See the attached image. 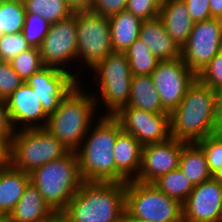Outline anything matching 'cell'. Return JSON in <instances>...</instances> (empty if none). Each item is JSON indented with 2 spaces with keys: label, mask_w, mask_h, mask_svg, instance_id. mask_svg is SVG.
Instances as JSON below:
<instances>
[{
  "label": "cell",
  "mask_w": 222,
  "mask_h": 222,
  "mask_svg": "<svg viewBox=\"0 0 222 222\" xmlns=\"http://www.w3.org/2000/svg\"><path fill=\"white\" fill-rule=\"evenodd\" d=\"M128 0H88L86 9L90 12L109 18L126 10Z\"/></svg>",
  "instance_id": "d590c367"
},
{
  "label": "cell",
  "mask_w": 222,
  "mask_h": 222,
  "mask_svg": "<svg viewBox=\"0 0 222 222\" xmlns=\"http://www.w3.org/2000/svg\"><path fill=\"white\" fill-rule=\"evenodd\" d=\"M53 213L37 187L29 182L22 197L9 214L8 222H43Z\"/></svg>",
  "instance_id": "7402d4cb"
},
{
  "label": "cell",
  "mask_w": 222,
  "mask_h": 222,
  "mask_svg": "<svg viewBox=\"0 0 222 222\" xmlns=\"http://www.w3.org/2000/svg\"><path fill=\"white\" fill-rule=\"evenodd\" d=\"M114 52H125L139 38L142 20L127 10L108 18Z\"/></svg>",
  "instance_id": "603a6c76"
},
{
  "label": "cell",
  "mask_w": 222,
  "mask_h": 222,
  "mask_svg": "<svg viewBox=\"0 0 222 222\" xmlns=\"http://www.w3.org/2000/svg\"><path fill=\"white\" fill-rule=\"evenodd\" d=\"M219 117L215 91L196 78L170 114L171 138L197 143L218 132Z\"/></svg>",
  "instance_id": "7a4b0ae2"
},
{
  "label": "cell",
  "mask_w": 222,
  "mask_h": 222,
  "mask_svg": "<svg viewBox=\"0 0 222 222\" xmlns=\"http://www.w3.org/2000/svg\"><path fill=\"white\" fill-rule=\"evenodd\" d=\"M152 184L167 196L182 204L194 187L179 168L160 176Z\"/></svg>",
  "instance_id": "4316f807"
},
{
  "label": "cell",
  "mask_w": 222,
  "mask_h": 222,
  "mask_svg": "<svg viewBox=\"0 0 222 222\" xmlns=\"http://www.w3.org/2000/svg\"><path fill=\"white\" fill-rule=\"evenodd\" d=\"M86 92L82 83L78 82L62 99L58 108L48 115L44 127L70 151H75L81 145L93 120L98 117L96 111L100 112L92 93Z\"/></svg>",
  "instance_id": "277c9868"
},
{
  "label": "cell",
  "mask_w": 222,
  "mask_h": 222,
  "mask_svg": "<svg viewBox=\"0 0 222 222\" xmlns=\"http://www.w3.org/2000/svg\"><path fill=\"white\" fill-rule=\"evenodd\" d=\"M179 169L193 186L212 178L205 152L197 143H186L183 146Z\"/></svg>",
  "instance_id": "d4e9b609"
},
{
  "label": "cell",
  "mask_w": 222,
  "mask_h": 222,
  "mask_svg": "<svg viewBox=\"0 0 222 222\" xmlns=\"http://www.w3.org/2000/svg\"><path fill=\"white\" fill-rule=\"evenodd\" d=\"M197 78L213 90L222 85V49L210 60Z\"/></svg>",
  "instance_id": "e575fe53"
},
{
  "label": "cell",
  "mask_w": 222,
  "mask_h": 222,
  "mask_svg": "<svg viewBox=\"0 0 222 222\" xmlns=\"http://www.w3.org/2000/svg\"><path fill=\"white\" fill-rule=\"evenodd\" d=\"M77 62L93 69L113 52L110 23L107 17L94 14L86 8L76 9Z\"/></svg>",
  "instance_id": "9c48e42d"
},
{
  "label": "cell",
  "mask_w": 222,
  "mask_h": 222,
  "mask_svg": "<svg viewBox=\"0 0 222 222\" xmlns=\"http://www.w3.org/2000/svg\"><path fill=\"white\" fill-rule=\"evenodd\" d=\"M44 66L55 67L72 74L79 82L81 71L72 73L68 65L77 61L76 9L67 19L50 25L49 32L39 47ZM72 60V61H71ZM74 60V61H73ZM69 68V69H68ZM78 72V73H77Z\"/></svg>",
  "instance_id": "30bf717a"
},
{
  "label": "cell",
  "mask_w": 222,
  "mask_h": 222,
  "mask_svg": "<svg viewBox=\"0 0 222 222\" xmlns=\"http://www.w3.org/2000/svg\"><path fill=\"white\" fill-rule=\"evenodd\" d=\"M186 142L170 138L142 148L141 166L135 181L153 183L160 176L179 168V159Z\"/></svg>",
  "instance_id": "2e32d148"
},
{
  "label": "cell",
  "mask_w": 222,
  "mask_h": 222,
  "mask_svg": "<svg viewBox=\"0 0 222 222\" xmlns=\"http://www.w3.org/2000/svg\"><path fill=\"white\" fill-rule=\"evenodd\" d=\"M182 209L183 222H222V183L210 178L195 185Z\"/></svg>",
  "instance_id": "5bb4252c"
},
{
  "label": "cell",
  "mask_w": 222,
  "mask_h": 222,
  "mask_svg": "<svg viewBox=\"0 0 222 222\" xmlns=\"http://www.w3.org/2000/svg\"><path fill=\"white\" fill-rule=\"evenodd\" d=\"M121 222H148L131 217L126 211L123 213Z\"/></svg>",
  "instance_id": "f6af8a7d"
},
{
  "label": "cell",
  "mask_w": 222,
  "mask_h": 222,
  "mask_svg": "<svg viewBox=\"0 0 222 222\" xmlns=\"http://www.w3.org/2000/svg\"><path fill=\"white\" fill-rule=\"evenodd\" d=\"M159 18L172 40L181 49L189 39L194 21L183 0H169L161 4Z\"/></svg>",
  "instance_id": "ac0fdd59"
},
{
  "label": "cell",
  "mask_w": 222,
  "mask_h": 222,
  "mask_svg": "<svg viewBox=\"0 0 222 222\" xmlns=\"http://www.w3.org/2000/svg\"><path fill=\"white\" fill-rule=\"evenodd\" d=\"M76 9L85 8L88 0H67Z\"/></svg>",
  "instance_id": "ee69618b"
},
{
  "label": "cell",
  "mask_w": 222,
  "mask_h": 222,
  "mask_svg": "<svg viewBox=\"0 0 222 222\" xmlns=\"http://www.w3.org/2000/svg\"><path fill=\"white\" fill-rule=\"evenodd\" d=\"M187 9L190 12L192 20L201 22L211 19L210 2L209 0H183Z\"/></svg>",
  "instance_id": "f35d334b"
},
{
  "label": "cell",
  "mask_w": 222,
  "mask_h": 222,
  "mask_svg": "<svg viewBox=\"0 0 222 222\" xmlns=\"http://www.w3.org/2000/svg\"><path fill=\"white\" fill-rule=\"evenodd\" d=\"M43 222H69L62 212H54L47 220Z\"/></svg>",
  "instance_id": "60d3db41"
},
{
  "label": "cell",
  "mask_w": 222,
  "mask_h": 222,
  "mask_svg": "<svg viewBox=\"0 0 222 222\" xmlns=\"http://www.w3.org/2000/svg\"><path fill=\"white\" fill-rule=\"evenodd\" d=\"M125 211L148 222H183L182 203L170 198L152 183L131 180L125 188Z\"/></svg>",
  "instance_id": "ba28073f"
},
{
  "label": "cell",
  "mask_w": 222,
  "mask_h": 222,
  "mask_svg": "<svg viewBox=\"0 0 222 222\" xmlns=\"http://www.w3.org/2000/svg\"><path fill=\"white\" fill-rule=\"evenodd\" d=\"M29 182L28 173L14 168L9 162L0 165V212L9 216Z\"/></svg>",
  "instance_id": "44dd1931"
},
{
  "label": "cell",
  "mask_w": 222,
  "mask_h": 222,
  "mask_svg": "<svg viewBox=\"0 0 222 222\" xmlns=\"http://www.w3.org/2000/svg\"><path fill=\"white\" fill-rule=\"evenodd\" d=\"M15 132L6 103L0 100V140L9 147Z\"/></svg>",
  "instance_id": "74e56055"
},
{
  "label": "cell",
  "mask_w": 222,
  "mask_h": 222,
  "mask_svg": "<svg viewBox=\"0 0 222 222\" xmlns=\"http://www.w3.org/2000/svg\"><path fill=\"white\" fill-rule=\"evenodd\" d=\"M212 18H219L222 15V0H209Z\"/></svg>",
  "instance_id": "ab89813d"
},
{
  "label": "cell",
  "mask_w": 222,
  "mask_h": 222,
  "mask_svg": "<svg viewBox=\"0 0 222 222\" xmlns=\"http://www.w3.org/2000/svg\"><path fill=\"white\" fill-rule=\"evenodd\" d=\"M79 81L69 72L45 66L25 81L41 101L42 109L49 115Z\"/></svg>",
  "instance_id": "9a60e30c"
},
{
  "label": "cell",
  "mask_w": 222,
  "mask_h": 222,
  "mask_svg": "<svg viewBox=\"0 0 222 222\" xmlns=\"http://www.w3.org/2000/svg\"><path fill=\"white\" fill-rule=\"evenodd\" d=\"M0 222H8V216L0 212Z\"/></svg>",
  "instance_id": "7dc6e473"
},
{
  "label": "cell",
  "mask_w": 222,
  "mask_h": 222,
  "mask_svg": "<svg viewBox=\"0 0 222 222\" xmlns=\"http://www.w3.org/2000/svg\"><path fill=\"white\" fill-rule=\"evenodd\" d=\"M126 183L83 182L62 212L69 222H121Z\"/></svg>",
  "instance_id": "3957f363"
},
{
  "label": "cell",
  "mask_w": 222,
  "mask_h": 222,
  "mask_svg": "<svg viewBox=\"0 0 222 222\" xmlns=\"http://www.w3.org/2000/svg\"><path fill=\"white\" fill-rule=\"evenodd\" d=\"M132 75H151L160 61L138 38L125 51Z\"/></svg>",
  "instance_id": "f1b7e54d"
},
{
  "label": "cell",
  "mask_w": 222,
  "mask_h": 222,
  "mask_svg": "<svg viewBox=\"0 0 222 222\" xmlns=\"http://www.w3.org/2000/svg\"><path fill=\"white\" fill-rule=\"evenodd\" d=\"M31 48L22 32L0 36V60L10 62L18 54Z\"/></svg>",
  "instance_id": "1f68e13d"
},
{
  "label": "cell",
  "mask_w": 222,
  "mask_h": 222,
  "mask_svg": "<svg viewBox=\"0 0 222 222\" xmlns=\"http://www.w3.org/2000/svg\"><path fill=\"white\" fill-rule=\"evenodd\" d=\"M23 83L11 64L0 60V100L6 101Z\"/></svg>",
  "instance_id": "836d02e7"
},
{
  "label": "cell",
  "mask_w": 222,
  "mask_h": 222,
  "mask_svg": "<svg viewBox=\"0 0 222 222\" xmlns=\"http://www.w3.org/2000/svg\"><path fill=\"white\" fill-rule=\"evenodd\" d=\"M114 117L120 122L122 130L132 134L143 146L171 138L170 114L152 113L126 106Z\"/></svg>",
  "instance_id": "4fadbf2b"
},
{
  "label": "cell",
  "mask_w": 222,
  "mask_h": 222,
  "mask_svg": "<svg viewBox=\"0 0 222 222\" xmlns=\"http://www.w3.org/2000/svg\"><path fill=\"white\" fill-rule=\"evenodd\" d=\"M205 152L211 173L222 166V136L217 132L197 142Z\"/></svg>",
  "instance_id": "d6a6232c"
},
{
  "label": "cell",
  "mask_w": 222,
  "mask_h": 222,
  "mask_svg": "<svg viewBox=\"0 0 222 222\" xmlns=\"http://www.w3.org/2000/svg\"><path fill=\"white\" fill-rule=\"evenodd\" d=\"M139 39L159 60H170L181 57V49L168 35L159 16L142 21Z\"/></svg>",
  "instance_id": "d6986e66"
},
{
  "label": "cell",
  "mask_w": 222,
  "mask_h": 222,
  "mask_svg": "<svg viewBox=\"0 0 222 222\" xmlns=\"http://www.w3.org/2000/svg\"><path fill=\"white\" fill-rule=\"evenodd\" d=\"M212 178L222 183V166L212 173Z\"/></svg>",
  "instance_id": "bcb514c9"
},
{
  "label": "cell",
  "mask_w": 222,
  "mask_h": 222,
  "mask_svg": "<svg viewBox=\"0 0 222 222\" xmlns=\"http://www.w3.org/2000/svg\"><path fill=\"white\" fill-rule=\"evenodd\" d=\"M160 6L156 0H128L126 10L144 21L158 17Z\"/></svg>",
  "instance_id": "8d00e7d4"
},
{
  "label": "cell",
  "mask_w": 222,
  "mask_h": 222,
  "mask_svg": "<svg viewBox=\"0 0 222 222\" xmlns=\"http://www.w3.org/2000/svg\"><path fill=\"white\" fill-rule=\"evenodd\" d=\"M12 69L25 82L34 73L41 70L44 66L39 48L31 47L28 50L18 54L10 62Z\"/></svg>",
  "instance_id": "f546056e"
},
{
  "label": "cell",
  "mask_w": 222,
  "mask_h": 222,
  "mask_svg": "<svg viewBox=\"0 0 222 222\" xmlns=\"http://www.w3.org/2000/svg\"><path fill=\"white\" fill-rule=\"evenodd\" d=\"M218 133L222 136V114H220V117H219Z\"/></svg>",
  "instance_id": "c3c4849f"
},
{
  "label": "cell",
  "mask_w": 222,
  "mask_h": 222,
  "mask_svg": "<svg viewBox=\"0 0 222 222\" xmlns=\"http://www.w3.org/2000/svg\"><path fill=\"white\" fill-rule=\"evenodd\" d=\"M143 145L132 135L123 130L118 134L114 145V159L117 170L128 180L138 176Z\"/></svg>",
  "instance_id": "ffe728a7"
},
{
  "label": "cell",
  "mask_w": 222,
  "mask_h": 222,
  "mask_svg": "<svg viewBox=\"0 0 222 222\" xmlns=\"http://www.w3.org/2000/svg\"><path fill=\"white\" fill-rule=\"evenodd\" d=\"M152 113H167L153 84L151 75H133L128 105Z\"/></svg>",
  "instance_id": "cb8c5ba5"
},
{
  "label": "cell",
  "mask_w": 222,
  "mask_h": 222,
  "mask_svg": "<svg viewBox=\"0 0 222 222\" xmlns=\"http://www.w3.org/2000/svg\"><path fill=\"white\" fill-rule=\"evenodd\" d=\"M222 49V30L218 18L195 22L181 58L197 76Z\"/></svg>",
  "instance_id": "7c38bea8"
},
{
  "label": "cell",
  "mask_w": 222,
  "mask_h": 222,
  "mask_svg": "<svg viewBox=\"0 0 222 222\" xmlns=\"http://www.w3.org/2000/svg\"><path fill=\"white\" fill-rule=\"evenodd\" d=\"M218 20H219V24H220L221 30H222V15L218 18Z\"/></svg>",
  "instance_id": "f907efd6"
},
{
  "label": "cell",
  "mask_w": 222,
  "mask_h": 222,
  "mask_svg": "<svg viewBox=\"0 0 222 222\" xmlns=\"http://www.w3.org/2000/svg\"><path fill=\"white\" fill-rule=\"evenodd\" d=\"M50 23L34 13H26L22 33L30 47L39 48L49 32Z\"/></svg>",
  "instance_id": "4dcf8cb0"
},
{
  "label": "cell",
  "mask_w": 222,
  "mask_h": 222,
  "mask_svg": "<svg viewBox=\"0 0 222 222\" xmlns=\"http://www.w3.org/2000/svg\"><path fill=\"white\" fill-rule=\"evenodd\" d=\"M5 103L16 130L45 127L48 115L42 109L38 96L27 83L24 82Z\"/></svg>",
  "instance_id": "e0dca14e"
},
{
  "label": "cell",
  "mask_w": 222,
  "mask_h": 222,
  "mask_svg": "<svg viewBox=\"0 0 222 222\" xmlns=\"http://www.w3.org/2000/svg\"><path fill=\"white\" fill-rule=\"evenodd\" d=\"M32 182L53 212H63L84 182L75 151L29 173Z\"/></svg>",
  "instance_id": "5b68a950"
},
{
  "label": "cell",
  "mask_w": 222,
  "mask_h": 222,
  "mask_svg": "<svg viewBox=\"0 0 222 222\" xmlns=\"http://www.w3.org/2000/svg\"><path fill=\"white\" fill-rule=\"evenodd\" d=\"M26 13L43 17L50 24L73 15L75 7L67 0H23Z\"/></svg>",
  "instance_id": "484cf974"
},
{
  "label": "cell",
  "mask_w": 222,
  "mask_h": 222,
  "mask_svg": "<svg viewBox=\"0 0 222 222\" xmlns=\"http://www.w3.org/2000/svg\"><path fill=\"white\" fill-rule=\"evenodd\" d=\"M91 70L93 73L95 72L93 74L94 79L92 80L98 82L97 88L100 90L95 94L92 93L96 107L100 109L98 106L102 101L106 109V112L104 111L100 116H114L128 105L133 76L130 70L129 59L125 52L113 51ZM97 93H100V95Z\"/></svg>",
  "instance_id": "52a82bcc"
},
{
  "label": "cell",
  "mask_w": 222,
  "mask_h": 222,
  "mask_svg": "<svg viewBox=\"0 0 222 222\" xmlns=\"http://www.w3.org/2000/svg\"><path fill=\"white\" fill-rule=\"evenodd\" d=\"M95 122L75 150L83 181L127 183L116 168L113 152L115 140L122 131L120 122L114 116H100Z\"/></svg>",
  "instance_id": "6da1fadb"
},
{
  "label": "cell",
  "mask_w": 222,
  "mask_h": 222,
  "mask_svg": "<svg viewBox=\"0 0 222 222\" xmlns=\"http://www.w3.org/2000/svg\"><path fill=\"white\" fill-rule=\"evenodd\" d=\"M8 162V147L0 140V165Z\"/></svg>",
  "instance_id": "b9f144b4"
},
{
  "label": "cell",
  "mask_w": 222,
  "mask_h": 222,
  "mask_svg": "<svg viewBox=\"0 0 222 222\" xmlns=\"http://www.w3.org/2000/svg\"><path fill=\"white\" fill-rule=\"evenodd\" d=\"M25 16L23 0H0V36L22 32Z\"/></svg>",
  "instance_id": "83f0119b"
},
{
  "label": "cell",
  "mask_w": 222,
  "mask_h": 222,
  "mask_svg": "<svg viewBox=\"0 0 222 222\" xmlns=\"http://www.w3.org/2000/svg\"><path fill=\"white\" fill-rule=\"evenodd\" d=\"M160 5L163 4V3H166L168 2L169 0H156Z\"/></svg>",
  "instance_id": "681fc988"
},
{
  "label": "cell",
  "mask_w": 222,
  "mask_h": 222,
  "mask_svg": "<svg viewBox=\"0 0 222 222\" xmlns=\"http://www.w3.org/2000/svg\"><path fill=\"white\" fill-rule=\"evenodd\" d=\"M69 152L63 143L44 128L18 129L8 147V162L29 174Z\"/></svg>",
  "instance_id": "8992f818"
},
{
  "label": "cell",
  "mask_w": 222,
  "mask_h": 222,
  "mask_svg": "<svg viewBox=\"0 0 222 222\" xmlns=\"http://www.w3.org/2000/svg\"><path fill=\"white\" fill-rule=\"evenodd\" d=\"M216 95V106L219 114H222V85L214 89Z\"/></svg>",
  "instance_id": "7bdbcfd3"
},
{
  "label": "cell",
  "mask_w": 222,
  "mask_h": 222,
  "mask_svg": "<svg viewBox=\"0 0 222 222\" xmlns=\"http://www.w3.org/2000/svg\"><path fill=\"white\" fill-rule=\"evenodd\" d=\"M153 84L160 96L163 109L171 114L186 95L197 76L181 57L160 60L151 73Z\"/></svg>",
  "instance_id": "8fae6325"
}]
</instances>
